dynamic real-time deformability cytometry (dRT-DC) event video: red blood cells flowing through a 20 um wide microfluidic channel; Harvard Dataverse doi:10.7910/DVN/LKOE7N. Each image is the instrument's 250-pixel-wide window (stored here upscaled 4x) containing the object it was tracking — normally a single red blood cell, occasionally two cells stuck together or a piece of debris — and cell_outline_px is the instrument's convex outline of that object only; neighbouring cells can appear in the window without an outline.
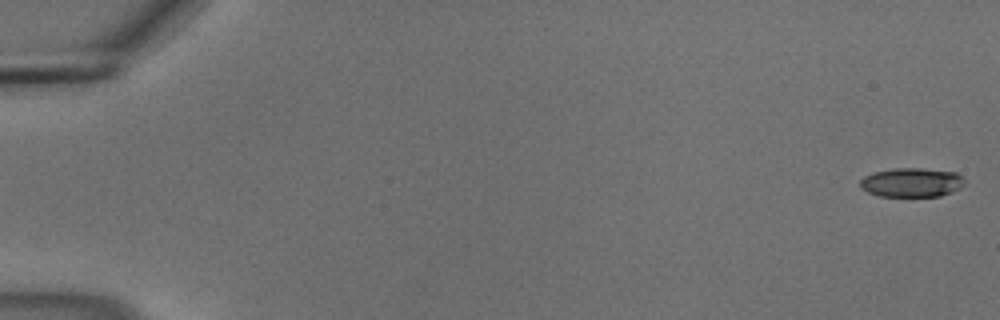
{"species": "common noctule bat (a hibernating species)", "species_latin": "Nyctalus noctula", "temperature_condition": "cold", "stored_images_in_passage": 55, "camera_frame_rate_fps": 3000, "um_per_image_px": 0.085, "animal": {"sex": "male", "body_mass_g": 18.8}, "frame": {"image": 1, "passage_image": 1, "time_ms": 0.0, "image_size_px": [1000, 320], "cell_outline_px": [[964, 184], [960, 188], [952, 192], [940, 196], [880, 196], [868, 192], [860, 188], [860, 180], [864, 176], [872, 172], [896, 168], [920, 168], [956, 172], [964, 180]], "centroid_in_image_um": [77.47, 15.5], "position_along_channel_um": 7.5, "area_um2": 17.74}}
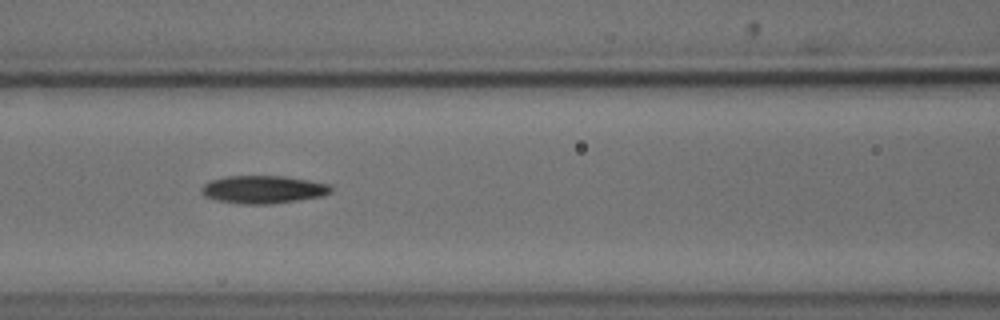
{"frame": {"image": 2, "passage_image": 25, "time_ms": 8.0, "image_size_px": [1000, 320], "cell_outline_px": [[332, 192], [324, 196], [268, 204], [240, 204], [216, 200], [204, 196], [200, 192], [200, 188], [204, 184], [212, 180], [228, 176], [284, 176], [332, 184]], "centroid_in_image_um": [22.38, 16.11], "position_along_channel_um": 144.2, "area_um2": 21.1}}
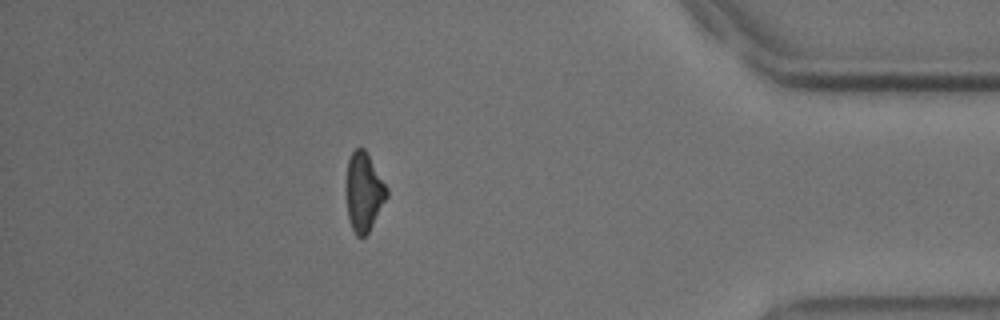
{"frame": {"image": 3, "passage_image": 49, "time_ms": 16.0, "image_size_px": [1000, 320], "cell_outline_px": [[388, 196], [368, 232], [364, 236], [356, 236], [352, 228], [348, 216], [344, 188], [348, 160], [352, 152], [356, 148], [364, 148], [388, 188]], "centroid_in_image_um": [30.89, 16.3], "position_along_channel_um": 404.3, "area_um2": 18.73}, "authors_computed_cell_mechanics": {"area_um2": 19.8254, "velocity_mm_per_s": 3.7225, "shape_relaxation_time_tau1_ms": 8.2567, "shape_relaxation_time_tau2_ms": null, "deformation_change_tau1": 0.2112, "deformation_change_tau2": null}}